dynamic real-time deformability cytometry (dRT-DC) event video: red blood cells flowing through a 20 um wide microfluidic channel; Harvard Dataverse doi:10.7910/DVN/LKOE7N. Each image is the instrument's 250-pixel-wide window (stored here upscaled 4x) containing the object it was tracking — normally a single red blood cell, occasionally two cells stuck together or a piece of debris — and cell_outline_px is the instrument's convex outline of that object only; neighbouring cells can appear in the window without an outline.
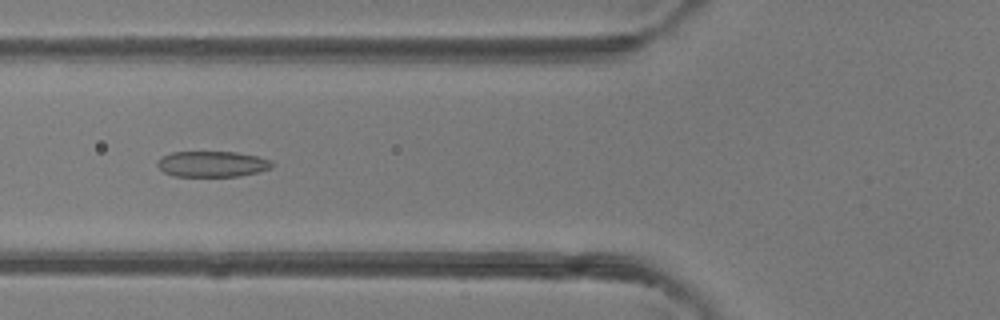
{"species": "common noctule bat (a hibernating species)", "species_latin": "Nyctalus noctula", "temperature_condition": "room temperature", "stored_images_in_passage": 49, "camera_frame_rate_fps": 3000, "um_per_image_px": 0.085, "animal": {"sex": "female"}, "frame": {"image": 1, "passage_image": 19, "time_ms": 6.0, "image_size_px": [1000, 320], "cell_outline_px": [[272, 168], [260, 172], [236, 176], [172, 176], [164, 172], [156, 164], [160, 156], [172, 152], [236, 152], [256, 156], [272, 160]], "centroid_in_image_um": [18.02, 13.94], "position_along_channel_um": 107.8, "area_um2": 17.28}}
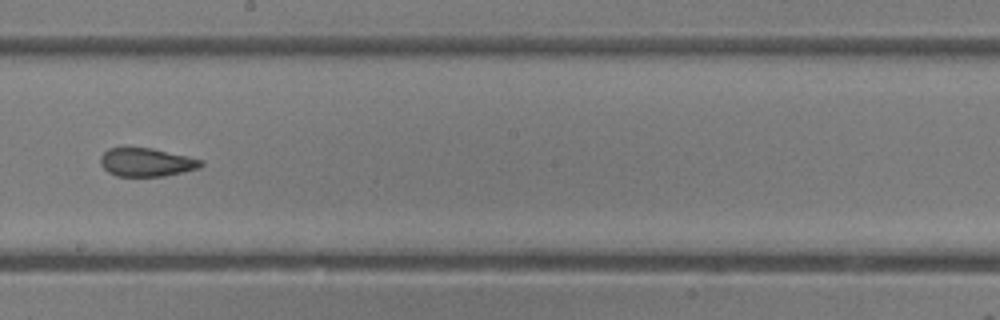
{"frame": {"image": 2, "passage_image": 28, "time_ms": 9.0, "image_size_px": [1000, 320], "cell_outline_px": [[204, 164], [200, 168], [184, 172], [164, 176], [116, 176], [108, 172], [100, 164], [100, 156], [108, 148], [152, 148], [188, 156], [204, 160]], "centroid_in_image_um": [12.47, 13.8], "position_along_channel_um": 235.7, "area_um2": 16.76}}
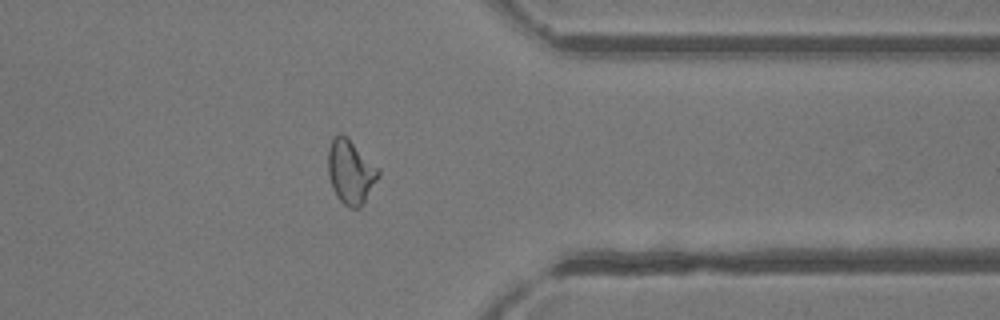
{"frame": {"image": 3, "passage_image": 39, "time_ms": 12.667, "image_size_px": [1000, 320], "cell_outline_px": [[380, 176], [364, 204], [360, 208], [348, 208], [336, 196], [332, 188], [328, 176], [328, 148], [332, 136], [336, 132], [340, 132], [380, 168]], "centroid_in_image_um": [29.8, 14.62], "position_along_channel_um": 381.6, "area_um2": 19.13}, "authors_computed_cell_mechanics": {"area_um2": 19.1318, "velocity_mm_per_s": 4.2509, "shape_relaxation_time_tau1_ms": null, "shape_relaxation_time_tau2_ms": 1.4606, "deformation_change_tau1": null, "deformation_change_tau2": 0.0839}}